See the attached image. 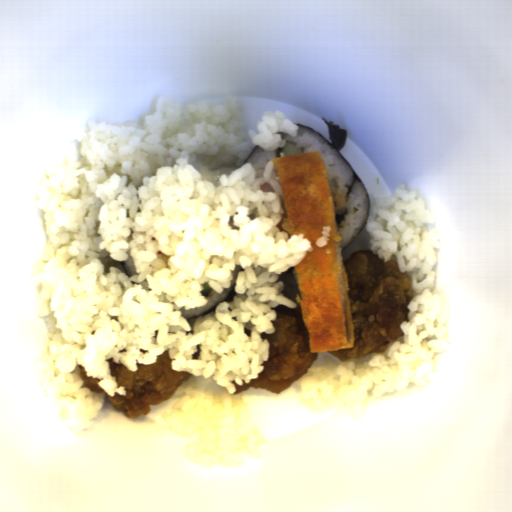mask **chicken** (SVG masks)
<instances>
[{"label":"chicken","mask_w":512,"mask_h":512,"mask_svg":"<svg viewBox=\"0 0 512 512\" xmlns=\"http://www.w3.org/2000/svg\"><path fill=\"white\" fill-rule=\"evenodd\" d=\"M348 282V303L354 345L327 350L343 362L360 360L405 335L400 324L408 321L414 297L411 274L397 261L383 260L372 249H358L343 261Z\"/></svg>","instance_id":"chicken-1"},{"label":"chicken","mask_w":512,"mask_h":512,"mask_svg":"<svg viewBox=\"0 0 512 512\" xmlns=\"http://www.w3.org/2000/svg\"><path fill=\"white\" fill-rule=\"evenodd\" d=\"M273 310L276 312V319L271 322L274 331L261 334L268 343V360L261 363L264 369L257 379L243 383L233 394L249 388H263L274 394L284 392L307 374L317 358V352H311L309 347L301 304L291 308L278 304Z\"/></svg>","instance_id":"chicken-2"},{"label":"chicken","mask_w":512,"mask_h":512,"mask_svg":"<svg viewBox=\"0 0 512 512\" xmlns=\"http://www.w3.org/2000/svg\"><path fill=\"white\" fill-rule=\"evenodd\" d=\"M170 350H164L151 365H139L133 371L113 358L106 359L110 375L115 378V384L122 387L126 395L120 396L115 392L110 396L100 385L98 378L87 376L84 366H78L80 377L84 380L85 388L90 391L103 393L111 406L122 411L129 418L137 419L150 411V405H158L172 398L178 391L179 385L190 376L173 368Z\"/></svg>","instance_id":"chicken-3"}]
</instances>
